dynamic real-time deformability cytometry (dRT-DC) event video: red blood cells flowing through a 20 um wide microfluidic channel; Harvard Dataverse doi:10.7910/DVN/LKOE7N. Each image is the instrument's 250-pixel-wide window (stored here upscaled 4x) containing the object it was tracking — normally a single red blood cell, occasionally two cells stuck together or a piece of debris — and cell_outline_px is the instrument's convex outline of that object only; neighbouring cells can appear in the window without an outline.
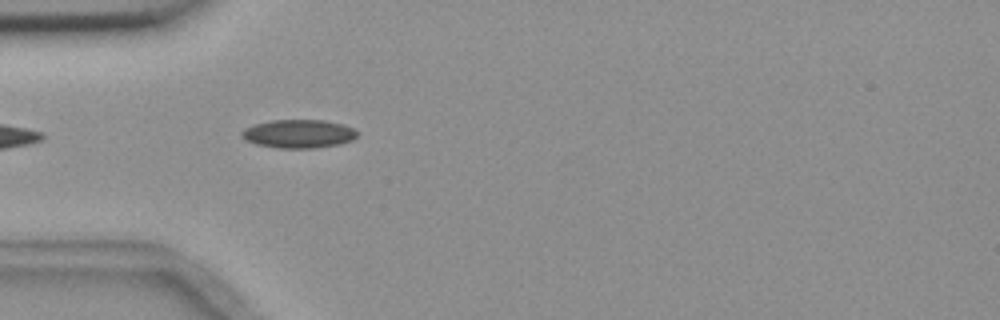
{"species": "common noctule bat (a hibernating species)", "species_latin": "Nyctalus noctula", "temperature_condition": "room temperature", "stored_images_in_passage": 5, "camera_frame_rate_fps": 3000, "um_per_image_px": 0.085, "animal": {"sex": "female", "body_mass_g": 18.4}, "frame": {"image": 1, "passage_image": 4, "time_ms": 3.667, "image_size_px": [1000, 320], "cell_outline_px": [[356, 136], [352, 140], [340, 144], [312, 148], [276, 148], [256, 144], [244, 140], [240, 136], [240, 132], [244, 128], [256, 124], [272, 120], [324, 120], [344, 124], [352, 128], [356, 132]], "centroid_in_image_um": [25.34, 11.37], "position_along_channel_um": 59.7, "area_um2": 19.19}}